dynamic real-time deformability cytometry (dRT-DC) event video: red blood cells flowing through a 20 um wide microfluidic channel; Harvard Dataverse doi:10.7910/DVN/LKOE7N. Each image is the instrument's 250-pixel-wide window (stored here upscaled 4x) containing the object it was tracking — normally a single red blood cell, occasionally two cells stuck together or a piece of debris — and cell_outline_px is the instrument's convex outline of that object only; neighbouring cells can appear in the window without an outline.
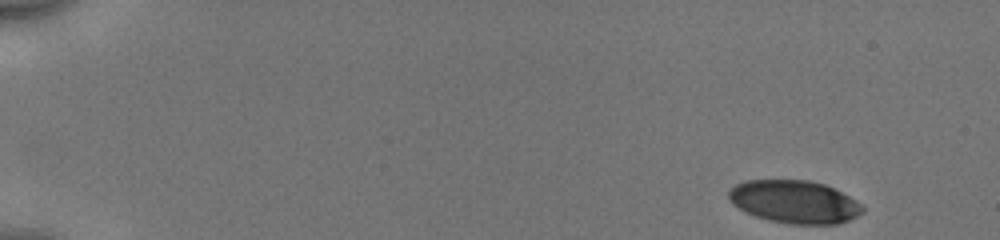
{"species": "human", "species_latin": "Homo sapiens", "temperature_condition": "cold", "stored_images_in_passage": 12, "camera_frame_rate_fps": 3000, "um_per_image_px": 0.085, "donor": {"sex": "male"}, "frame": {"image": 1, "passage_image": 1, "time_ms": 0.0, "image_size_px": [1000, 240], "cell_outline_px": [[864, 212], [848, 220], [836, 224], [792, 224], [768, 220], [756, 216], [732, 204], [728, 196], [728, 192], [736, 184], [744, 180], [808, 180], [824, 184], [856, 200], [864, 208]], "centroid_in_image_um": [67.52, 17.15], "position_along_channel_um": 17.5, "area_um2": 33.18}}